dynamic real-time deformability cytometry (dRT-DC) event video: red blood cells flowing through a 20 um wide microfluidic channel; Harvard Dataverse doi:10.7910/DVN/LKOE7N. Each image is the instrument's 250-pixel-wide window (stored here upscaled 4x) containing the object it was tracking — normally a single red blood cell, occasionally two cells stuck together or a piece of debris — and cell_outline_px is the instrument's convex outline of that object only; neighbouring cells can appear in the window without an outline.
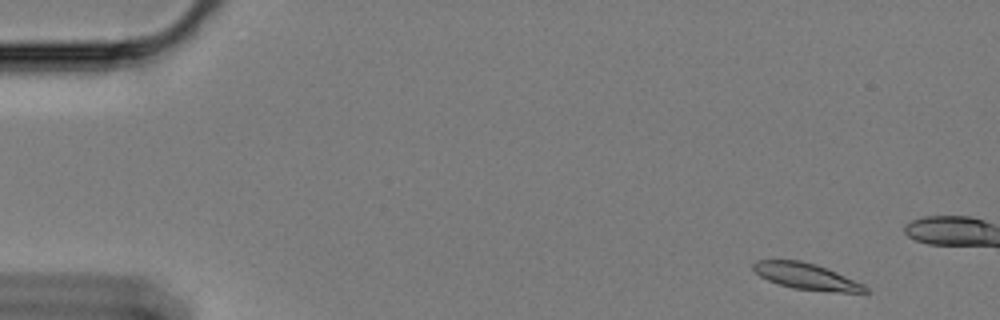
{"species": "Egyptian fruit bat (a non-hibernating species)", "species_latin": "Rousettus aegyptiacus", "temperature_condition": "cold", "stored_images_in_passage": 17, "camera_frame_rate_fps": 3000, "um_per_image_px": 0.085, "animal": {"sex": "female"}, "frame": {"image": 1, "passage_image": 4, "time_ms": 1.0, "image_size_px": [1000, 320], "cell_outline_px": [[872, 292], [828, 292], [792, 288], [768, 280], [760, 276], [752, 268], [752, 264], [756, 260], [800, 260], [816, 264], [836, 272], [864, 284]], "centroid_in_image_um": [68.55, 23.5], "position_along_channel_um": 16.4, "area_um2": 17.17}}